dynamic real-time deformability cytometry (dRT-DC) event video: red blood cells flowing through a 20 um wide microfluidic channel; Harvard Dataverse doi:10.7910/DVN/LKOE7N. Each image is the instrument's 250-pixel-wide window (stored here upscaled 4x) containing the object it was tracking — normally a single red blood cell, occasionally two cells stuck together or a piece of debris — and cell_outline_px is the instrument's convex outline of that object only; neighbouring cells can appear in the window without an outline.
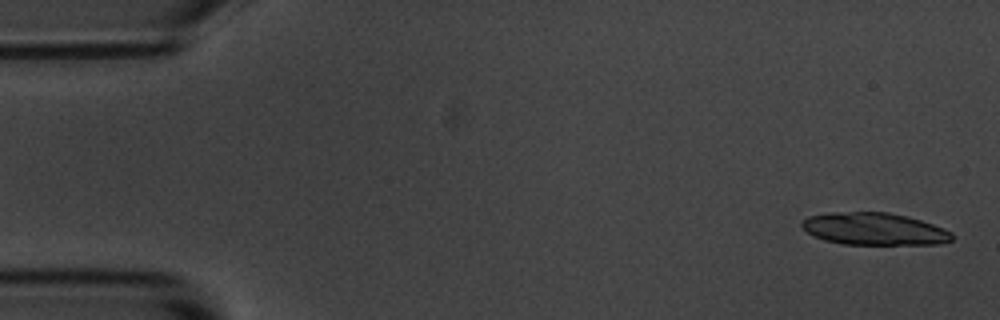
{"species": "common noctule bat (a hibernating species)", "species_latin": "Nyctalus noctula", "temperature_condition": "room temperature", "stored_images_in_passage": 6, "camera_frame_rate_fps": 3000, "um_per_image_px": 0.085, "animal": {"sex": "male", "body_mass_g": 20.1, "forearm_length_mm": 53.5}, "frame": {"image": 1, "passage_image": 1, "time_ms": 0.0, "image_size_px": [1000, 320], "cell_outline_px": [[952, 240], [940, 244], [844, 244], [824, 240], [808, 232], [800, 224], [808, 216], [828, 212], [888, 212], [908, 216], [944, 228], [952, 232]], "centroid_in_image_um": [74.32, 19.45], "position_along_channel_um": 10.7, "area_um2": 28.15}}